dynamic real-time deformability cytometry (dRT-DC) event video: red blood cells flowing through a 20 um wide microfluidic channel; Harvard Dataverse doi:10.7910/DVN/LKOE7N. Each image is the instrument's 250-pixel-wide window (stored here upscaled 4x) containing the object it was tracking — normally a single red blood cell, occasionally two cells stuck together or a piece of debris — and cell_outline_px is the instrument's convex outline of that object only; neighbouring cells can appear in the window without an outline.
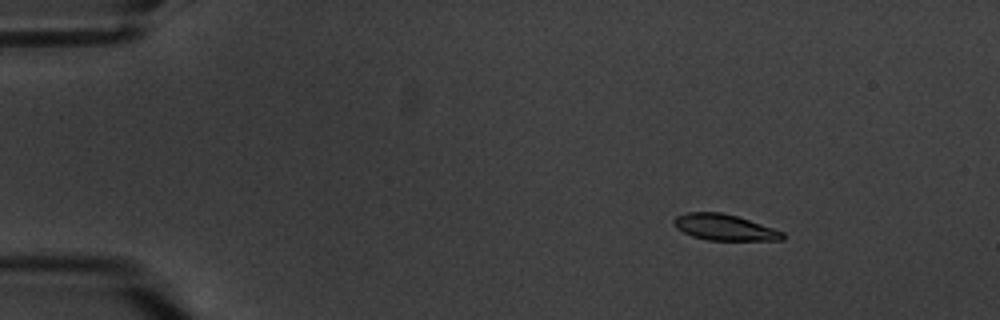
{"species": "common noctule bat (a hibernating species)", "species_latin": "Nyctalus noctula", "temperature_condition": "warm", "stored_images_in_passage": 7, "camera_frame_rate_fps": 3000, "um_per_image_px": 0.085, "animal": {"sex": "male", "body_mass_g": 20.1, "forearm_length_mm": 53.5}, "frame": {"image": 1, "passage_image": 3, "time_ms": 2.333, "image_size_px": [1000, 320], "cell_outline_px": [[784, 240], [708, 240], [692, 236], [676, 228], [672, 224], [672, 220], [676, 216], [688, 212], [720, 212], [736, 216], [784, 232]], "centroid_in_image_um": [61.53, 19.32], "position_along_channel_um": 23.5, "area_um2": 16.36}}
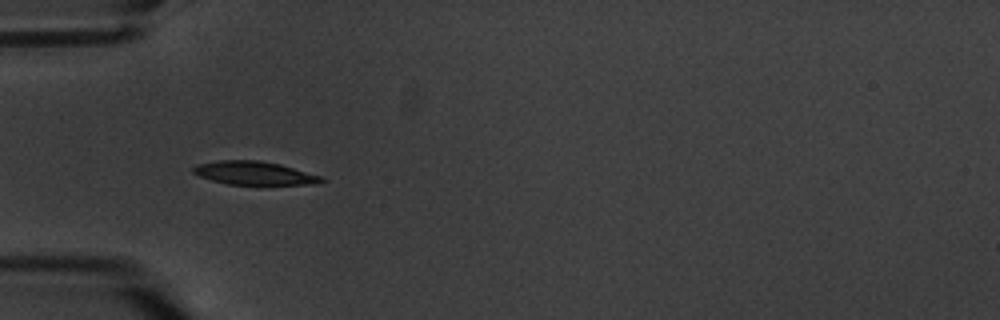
{"frame": {"image": 2, "passage_image": 6, "time_ms": 6.0, "image_size_px": [1000, 320], "cell_outline_px": [[324, 180], [312, 184], [260, 188], [228, 184], [212, 180], [200, 176], [192, 172], [192, 168], [196, 164], [220, 160], [260, 160], [280, 164], [320, 176]], "centroid_in_image_um": [21.61, 14.77], "position_along_channel_um": 63.4, "area_um2": 18.38}}